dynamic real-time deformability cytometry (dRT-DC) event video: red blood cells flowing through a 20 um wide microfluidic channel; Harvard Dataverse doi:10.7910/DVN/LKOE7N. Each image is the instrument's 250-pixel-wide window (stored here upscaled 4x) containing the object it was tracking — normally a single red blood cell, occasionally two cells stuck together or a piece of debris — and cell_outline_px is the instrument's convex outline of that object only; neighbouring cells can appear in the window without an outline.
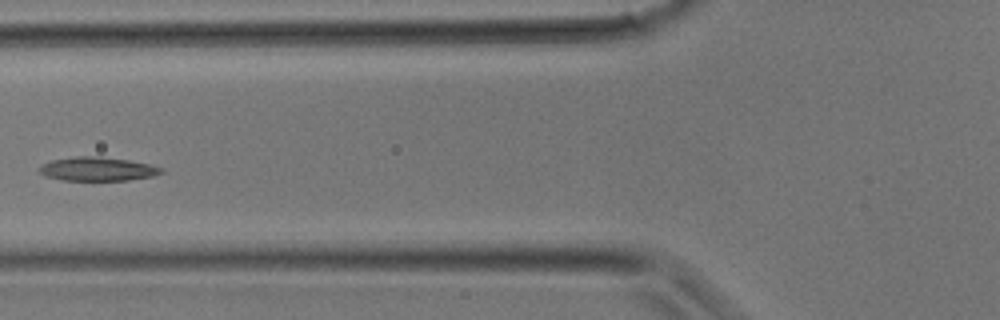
{"species": "common noctule bat (a hibernating species)", "species_latin": "Nyctalus noctula", "temperature_condition": "room temperature", "stored_images_in_passage": 14, "camera_frame_rate_fps": 3000, "um_per_image_px": 0.085, "animal": {"sex": "male", "body_mass_g": 17.9}, "frame": {"image": 1, "passage_image": 7, "time_ms": 2.0, "image_size_px": [1000, 320], "cell_outline_px": [[164, 172], [152, 176], [128, 180], [64, 180], [44, 176], [36, 168], [40, 164], [52, 160], [76, 156], [100, 156], [128, 160], [148, 164], [164, 168]], "centroid_in_image_um": [8.25, 14.36], "position_along_channel_um": 117.6, "area_um2": 16.99}}
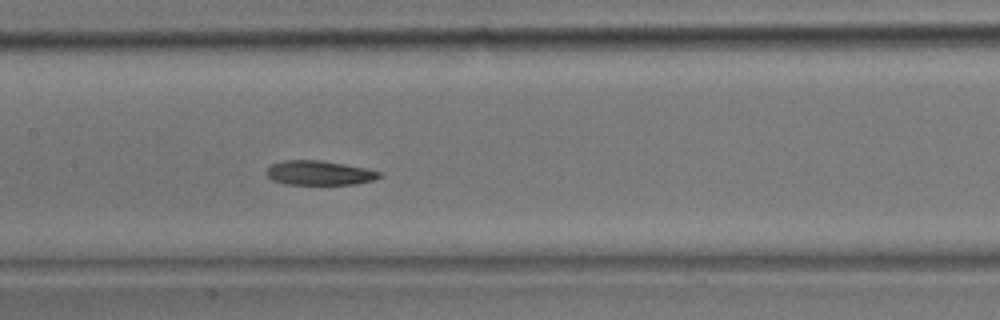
{"frame": {"image": 2, "passage_image": 10, "time_ms": 3.0, "image_size_px": [1000, 320], "cell_outline_px": [[384, 176], [372, 180], [356, 184], [284, 184], [272, 180], [264, 172], [272, 164], [284, 160], [320, 160], [344, 164], [364, 168], [380, 172]], "centroid_in_image_um": [27.12, 14.7], "position_along_channel_um": 180.3, "area_um2": 16.01}}